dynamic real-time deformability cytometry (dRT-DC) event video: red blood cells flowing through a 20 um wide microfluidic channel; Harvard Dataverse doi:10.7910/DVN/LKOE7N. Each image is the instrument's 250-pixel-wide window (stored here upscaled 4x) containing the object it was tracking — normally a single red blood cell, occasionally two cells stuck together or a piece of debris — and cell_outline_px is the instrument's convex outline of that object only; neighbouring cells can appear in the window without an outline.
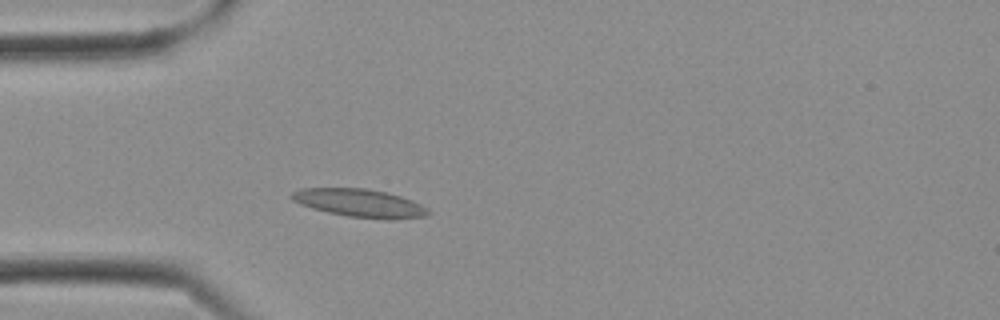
{"species": "Egyptian fruit bat (a non-hibernating species)", "species_latin": "Rousettus aegyptiacus", "temperature_condition": "cold", "stored_images_in_passage": 15, "camera_frame_rate_fps": 3000, "um_per_image_px": 0.085, "frame": {"image": 1, "passage_image": 6, "time_ms": 1.667, "image_size_px": [1000, 320], "cell_outline_px": [[432, 212], [424, 216], [348, 216], [328, 212], [312, 208], [300, 204], [292, 200], [288, 196], [292, 192], [300, 188], [368, 188], [400, 196], [412, 200], [428, 208]], "centroid_in_image_um": [30.44, 17.19], "position_along_channel_um": 54.6, "area_um2": 21.27}}
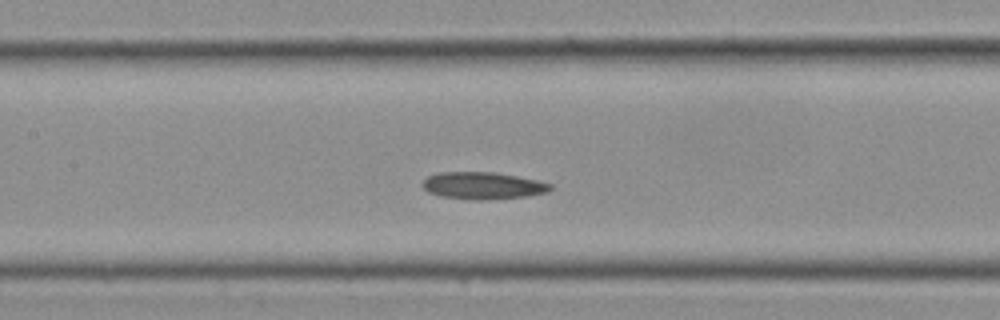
{"frame": {"image": 2, "passage_image": 11, "time_ms": 3.333, "image_size_px": [1000, 320], "cell_outline_px": [[552, 188], [548, 192], [524, 196], [480, 200], [476, 200], [440, 196], [428, 192], [420, 184], [428, 176], [440, 172], [492, 172], [516, 176], [536, 180], [552, 184]], "centroid_in_image_um": [41.01, 15.77], "position_along_channel_um": 166.4, "area_um2": 20.0}}
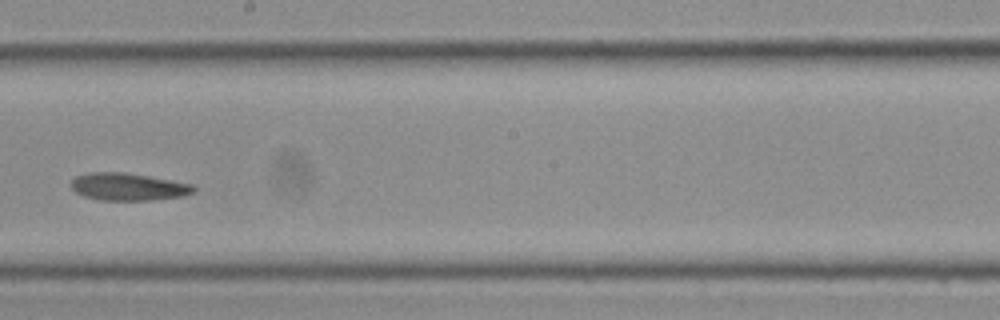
{"frame": {"image": 3, "passage_image": 14, "time_ms": 4.333, "image_size_px": [1000, 320], "cell_outline_px": [[196, 188], [192, 192], [184, 196], [152, 200], [100, 200], [84, 196], [76, 192], [72, 188], [72, 180], [76, 176], [88, 172], [124, 172], [148, 176], [192, 184]], "centroid_in_image_um": [10.89, 15.87], "position_along_channel_um": 237.3, "area_um2": 19.48}}